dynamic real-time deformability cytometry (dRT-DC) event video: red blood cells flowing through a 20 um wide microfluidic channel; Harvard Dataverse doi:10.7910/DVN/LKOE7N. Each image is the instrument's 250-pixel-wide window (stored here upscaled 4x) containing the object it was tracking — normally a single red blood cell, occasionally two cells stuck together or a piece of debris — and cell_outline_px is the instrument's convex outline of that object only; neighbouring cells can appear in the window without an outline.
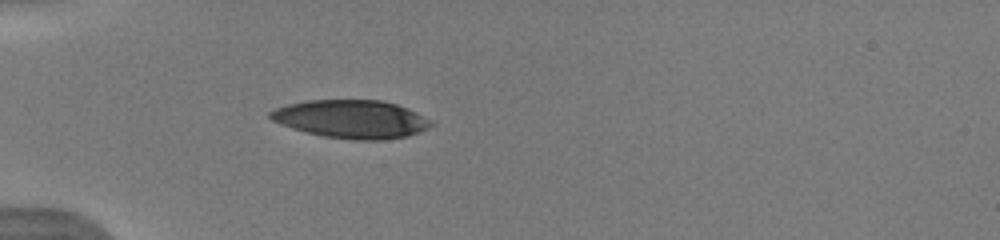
{"species": "human", "species_latin": "Homo sapiens", "temperature_condition": "warm", "stored_images_in_passage": 30, "camera_frame_rate_fps": 3000, "um_per_image_px": 0.085, "donor": {"sex": "male"}, "frame": {"image": 1, "passage_image": 5, "time_ms": 1.667, "image_size_px": [1000, 240], "cell_outline_px": [[432, 124], [428, 128], [408, 136], [380, 140], [356, 140], [324, 136], [292, 128], [280, 124], [272, 120], [268, 116], [268, 112], [276, 108], [288, 104], [308, 100], [384, 100], [408, 108], [432, 120]], "centroid_in_image_um": [29.87, 10.11], "position_along_channel_um": 55.1, "area_um2": 35.72}, "authors_computed_cell_mechanics": {"area_um2": 35.9516, "velocity_mm_per_s": 4.0985, "shape_relaxation_time_tau1_ms": 4.927, "shape_relaxation_time_tau2_ms": 1.2637, "deformation_change_tau1": 0.2362, "deformation_change_tau2": 0.0489}}